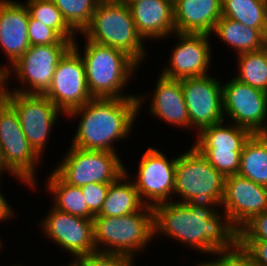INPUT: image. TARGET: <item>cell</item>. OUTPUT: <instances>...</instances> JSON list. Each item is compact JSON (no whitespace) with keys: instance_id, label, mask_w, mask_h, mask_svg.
Here are the masks:
<instances>
[{"instance_id":"obj_12","label":"cell","mask_w":267,"mask_h":266,"mask_svg":"<svg viewBox=\"0 0 267 266\" xmlns=\"http://www.w3.org/2000/svg\"><path fill=\"white\" fill-rule=\"evenodd\" d=\"M38 227L44 237L71 256L78 259L97 252L93 239V221L80 216L71 215L50 206ZM62 248V249H61ZM74 255V256H73Z\"/></svg>"},{"instance_id":"obj_23","label":"cell","mask_w":267,"mask_h":266,"mask_svg":"<svg viewBox=\"0 0 267 266\" xmlns=\"http://www.w3.org/2000/svg\"><path fill=\"white\" fill-rule=\"evenodd\" d=\"M230 123V124H229ZM252 133L241 126L226 120L202 128L191 145L196 149H232V151H242L244 143ZM195 140V141H194Z\"/></svg>"},{"instance_id":"obj_8","label":"cell","mask_w":267,"mask_h":266,"mask_svg":"<svg viewBox=\"0 0 267 266\" xmlns=\"http://www.w3.org/2000/svg\"><path fill=\"white\" fill-rule=\"evenodd\" d=\"M71 47L72 44L30 46L6 71V91L44 95L51 86L58 61ZM12 79H17L19 85L10 87L8 82Z\"/></svg>"},{"instance_id":"obj_11","label":"cell","mask_w":267,"mask_h":266,"mask_svg":"<svg viewBox=\"0 0 267 266\" xmlns=\"http://www.w3.org/2000/svg\"><path fill=\"white\" fill-rule=\"evenodd\" d=\"M158 148L148 147L138 162L136 175H131L125 164V173L132 179L141 201L148 206L174 201V181L177 156L168 158Z\"/></svg>"},{"instance_id":"obj_2","label":"cell","mask_w":267,"mask_h":266,"mask_svg":"<svg viewBox=\"0 0 267 266\" xmlns=\"http://www.w3.org/2000/svg\"><path fill=\"white\" fill-rule=\"evenodd\" d=\"M137 116V98H93L66 115L67 119L78 118L70 143L84 150L118 153L114 143L131 136Z\"/></svg>"},{"instance_id":"obj_33","label":"cell","mask_w":267,"mask_h":266,"mask_svg":"<svg viewBox=\"0 0 267 266\" xmlns=\"http://www.w3.org/2000/svg\"><path fill=\"white\" fill-rule=\"evenodd\" d=\"M77 261L81 266H136L137 260L123 254L95 252Z\"/></svg>"},{"instance_id":"obj_9","label":"cell","mask_w":267,"mask_h":266,"mask_svg":"<svg viewBox=\"0 0 267 266\" xmlns=\"http://www.w3.org/2000/svg\"><path fill=\"white\" fill-rule=\"evenodd\" d=\"M4 99L15 109L28 143L44 160L58 117L66 115L45 95L5 91Z\"/></svg>"},{"instance_id":"obj_29","label":"cell","mask_w":267,"mask_h":266,"mask_svg":"<svg viewBox=\"0 0 267 266\" xmlns=\"http://www.w3.org/2000/svg\"><path fill=\"white\" fill-rule=\"evenodd\" d=\"M24 3L33 19L54 29L63 39L73 43L78 36L64 20L61 11L52 0H25Z\"/></svg>"},{"instance_id":"obj_28","label":"cell","mask_w":267,"mask_h":266,"mask_svg":"<svg viewBox=\"0 0 267 266\" xmlns=\"http://www.w3.org/2000/svg\"><path fill=\"white\" fill-rule=\"evenodd\" d=\"M236 58L238 68L234 77L267 92V45L258 51L238 54Z\"/></svg>"},{"instance_id":"obj_21","label":"cell","mask_w":267,"mask_h":266,"mask_svg":"<svg viewBox=\"0 0 267 266\" xmlns=\"http://www.w3.org/2000/svg\"><path fill=\"white\" fill-rule=\"evenodd\" d=\"M177 33L209 34L222 17V0H173Z\"/></svg>"},{"instance_id":"obj_37","label":"cell","mask_w":267,"mask_h":266,"mask_svg":"<svg viewBox=\"0 0 267 266\" xmlns=\"http://www.w3.org/2000/svg\"><path fill=\"white\" fill-rule=\"evenodd\" d=\"M239 245L251 256L256 266H267V241L239 240Z\"/></svg>"},{"instance_id":"obj_16","label":"cell","mask_w":267,"mask_h":266,"mask_svg":"<svg viewBox=\"0 0 267 266\" xmlns=\"http://www.w3.org/2000/svg\"><path fill=\"white\" fill-rule=\"evenodd\" d=\"M177 40L169 55L168 65L161 70V75L181 80L210 74L212 61V39L209 34L173 33ZM175 36V37H174ZM213 50V51H212Z\"/></svg>"},{"instance_id":"obj_41","label":"cell","mask_w":267,"mask_h":266,"mask_svg":"<svg viewBox=\"0 0 267 266\" xmlns=\"http://www.w3.org/2000/svg\"><path fill=\"white\" fill-rule=\"evenodd\" d=\"M6 91V72L0 69V103L5 98Z\"/></svg>"},{"instance_id":"obj_27","label":"cell","mask_w":267,"mask_h":266,"mask_svg":"<svg viewBox=\"0 0 267 266\" xmlns=\"http://www.w3.org/2000/svg\"><path fill=\"white\" fill-rule=\"evenodd\" d=\"M222 17L267 30V0H222Z\"/></svg>"},{"instance_id":"obj_45","label":"cell","mask_w":267,"mask_h":266,"mask_svg":"<svg viewBox=\"0 0 267 266\" xmlns=\"http://www.w3.org/2000/svg\"><path fill=\"white\" fill-rule=\"evenodd\" d=\"M0 237H1V235H0ZM2 245L5 246V245H4V242H3V240H2V238H0V251H2L1 248H5V247H3ZM0 253H1V252H0Z\"/></svg>"},{"instance_id":"obj_3","label":"cell","mask_w":267,"mask_h":266,"mask_svg":"<svg viewBox=\"0 0 267 266\" xmlns=\"http://www.w3.org/2000/svg\"><path fill=\"white\" fill-rule=\"evenodd\" d=\"M82 37L84 44L80 46L75 39L72 47L82 57L92 98H137V93H125L123 90L126 91L129 82L135 79L140 65L120 49L94 43L83 34Z\"/></svg>"},{"instance_id":"obj_25","label":"cell","mask_w":267,"mask_h":266,"mask_svg":"<svg viewBox=\"0 0 267 266\" xmlns=\"http://www.w3.org/2000/svg\"><path fill=\"white\" fill-rule=\"evenodd\" d=\"M48 174L44 188L53 198L50 205L62 212L93 220L81 188L67 184L53 170Z\"/></svg>"},{"instance_id":"obj_31","label":"cell","mask_w":267,"mask_h":266,"mask_svg":"<svg viewBox=\"0 0 267 266\" xmlns=\"http://www.w3.org/2000/svg\"><path fill=\"white\" fill-rule=\"evenodd\" d=\"M225 177L238 173L242 151L232 149H197Z\"/></svg>"},{"instance_id":"obj_38","label":"cell","mask_w":267,"mask_h":266,"mask_svg":"<svg viewBox=\"0 0 267 266\" xmlns=\"http://www.w3.org/2000/svg\"><path fill=\"white\" fill-rule=\"evenodd\" d=\"M0 185H1V179H0ZM6 195H4L1 191V186H0V223H5V221L10 220L12 221V219L15 217H17V214H15L16 210L13 209V206L10 205L9 200L7 201V199L5 198ZM15 211V212H14Z\"/></svg>"},{"instance_id":"obj_17","label":"cell","mask_w":267,"mask_h":266,"mask_svg":"<svg viewBox=\"0 0 267 266\" xmlns=\"http://www.w3.org/2000/svg\"><path fill=\"white\" fill-rule=\"evenodd\" d=\"M220 208L239 230L253 216L267 210V187L238 174L226 176Z\"/></svg>"},{"instance_id":"obj_13","label":"cell","mask_w":267,"mask_h":266,"mask_svg":"<svg viewBox=\"0 0 267 266\" xmlns=\"http://www.w3.org/2000/svg\"><path fill=\"white\" fill-rule=\"evenodd\" d=\"M223 115L228 122L260 134L267 126V92L235 77L222 80Z\"/></svg>"},{"instance_id":"obj_22","label":"cell","mask_w":267,"mask_h":266,"mask_svg":"<svg viewBox=\"0 0 267 266\" xmlns=\"http://www.w3.org/2000/svg\"><path fill=\"white\" fill-rule=\"evenodd\" d=\"M214 34L227 45V49L232 48L235 55L258 51L267 45V30H257L226 17L217 21L210 36Z\"/></svg>"},{"instance_id":"obj_1","label":"cell","mask_w":267,"mask_h":266,"mask_svg":"<svg viewBox=\"0 0 267 266\" xmlns=\"http://www.w3.org/2000/svg\"><path fill=\"white\" fill-rule=\"evenodd\" d=\"M152 209L154 236L176 240L189 251L205 253L208 257L218 251L232 250L239 244V230L221 208L170 201Z\"/></svg>"},{"instance_id":"obj_4","label":"cell","mask_w":267,"mask_h":266,"mask_svg":"<svg viewBox=\"0 0 267 266\" xmlns=\"http://www.w3.org/2000/svg\"><path fill=\"white\" fill-rule=\"evenodd\" d=\"M224 186L225 176L218 172L193 145L177 155L175 202L196 207L220 208Z\"/></svg>"},{"instance_id":"obj_10","label":"cell","mask_w":267,"mask_h":266,"mask_svg":"<svg viewBox=\"0 0 267 266\" xmlns=\"http://www.w3.org/2000/svg\"><path fill=\"white\" fill-rule=\"evenodd\" d=\"M0 145L6 165L36 192V168L43 159L28 143L15 109L5 99L0 103Z\"/></svg>"},{"instance_id":"obj_30","label":"cell","mask_w":267,"mask_h":266,"mask_svg":"<svg viewBox=\"0 0 267 266\" xmlns=\"http://www.w3.org/2000/svg\"><path fill=\"white\" fill-rule=\"evenodd\" d=\"M61 11L64 20L77 33L90 25L100 0H52Z\"/></svg>"},{"instance_id":"obj_44","label":"cell","mask_w":267,"mask_h":266,"mask_svg":"<svg viewBox=\"0 0 267 266\" xmlns=\"http://www.w3.org/2000/svg\"><path fill=\"white\" fill-rule=\"evenodd\" d=\"M119 2L125 3L127 5H129L131 2H133L134 0H117Z\"/></svg>"},{"instance_id":"obj_36","label":"cell","mask_w":267,"mask_h":266,"mask_svg":"<svg viewBox=\"0 0 267 266\" xmlns=\"http://www.w3.org/2000/svg\"><path fill=\"white\" fill-rule=\"evenodd\" d=\"M219 266H256L251 256L239 244L232 250L219 251Z\"/></svg>"},{"instance_id":"obj_35","label":"cell","mask_w":267,"mask_h":266,"mask_svg":"<svg viewBox=\"0 0 267 266\" xmlns=\"http://www.w3.org/2000/svg\"><path fill=\"white\" fill-rule=\"evenodd\" d=\"M239 240L267 241V210L253 216L239 229Z\"/></svg>"},{"instance_id":"obj_24","label":"cell","mask_w":267,"mask_h":266,"mask_svg":"<svg viewBox=\"0 0 267 266\" xmlns=\"http://www.w3.org/2000/svg\"><path fill=\"white\" fill-rule=\"evenodd\" d=\"M132 177L123 173L110 183L106 199L96 216L118 217L138 212L145 204L141 201Z\"/></svg>"},{"instance_id":"obj_40","label":"cell","mask_w":267,"mask_h":266,"mask_svg":"<svg viewBox=\"0 0 267 266\" xmlns=\"http://www.w3.org/2000/svg\"><path fill=\"white\" fill-rule=\"evenodd\" d=\"M219 266V251L215 252L213 255H211L210 259H205V261L202 259L197 261L196 263L192 264V266Z\"/></svg>"},{"instance_id":"obj_39","label":"cell","mask_w":267,"mask_h":266,"mask_svg":"<svg viewBox=\"0 0 267 266\" xmlns=\"http://www.w3.org/2000/svg\"><path fill=\"white\" fill-rule=\"evenodd\" d=\"M4 173H8V175H11L10 177L17 179L18 183L21 182L30 189V187L6 165L2 152V147L0 145V179L3 178Z\"/></svg>"},{"instance_id":"obj_26","label":"cell","mask_w":267,"mask_h":266,"mask_svg":"<svg viewBox=\"0 0 267 266\" xmlns=\"http://www.w3.org/2000/svg\"><path fill=\"white\" fill-rule=\"evenodd\" d=\"M237 174L267 187V141L261 134H252L244 143Z\"/></svg>"},{"instance_id":"obj_43","label":"cell","mask_w":267,"mask_h":266,"mask_svg":"<svg viewBox=\"0 0 267 266\" xmlns=\"http://www.w3.org/2000/svg\"><path fill=\"white\" fill-rule=\"evenodd\" d=\"M264 139L267 141V126L265 127V129L260 133Z\"/></svg>"},{"instance_id":"obj_34","label":"cell","mask_w":267,"mask_h":266,"mask_svg":"<svg viewBox=\"0 0 267 266\" xmlns=\"http://www.w3.org/2000/svg\"><path fill=\"white\" fill-rule=\"evenodd\" d=\"M109 185L110 183H90L80 187L88 210L94 217L100 213Z\"/></svg>"},{"instance_id":"obj_5","label":"cell","mask_w":267,"mask_h":266,"mask_svg":"<svg viewBox=\"0 0 267 266\" xmlns=\"http://www.w3.org/2000/svg\"><path fill=\"white\" fill-rule=\"evenodd\" d=\"M92 221L97 252L123 254L137 260L136 255L145 252L155 238L153 209L148 205L128 215L95 216Z\"/></svg>"},{"instance_id":"obj_15","label":"cell","mask_w":267,"mask_h":266,"mask_svg":"<svg viewBox=\"0 0 267 266\" xmlns=\"http://www.w3.org/2000/svg\"><path fill=\"white\" fill-rule=\"evenodd\" d=\"M44 95L65 115L93 99L82 57L73 47L58 61L51 86Z\"/></svg>"},{"instance_id":"obj_19","label":"cell","mask_w":267,"mask_h":266,"mask_svg":"<svg viewBox=\"0 0 267 266\" xmlns=\"http://www.w3.org/2000/svg\"><path fill=\"white\" fill-rule=\"evenodd\" d=\"M28 20L29 11L24 2L0 0V49L7 61L6 64H0V69L5 72L30 47Z\"/></svg>"},{"instance_id":"obj_42","label":"cell","mask_w":267,"mask_h":266,"mask_svg":"<svg viewBox=\"0 0 267 266\" xmlns=\"http://www.w3.org/2000/svg\"><path fill=\"white\" fill-rule=\"evenodd\" d=\"M70 262L67 263L65 266H81V264L78 262V261H72V260H69ZM64 266V265H62Z\"/></svg>"},{"instance_id":"obj_14","label":"cell","mask_w":267,"mask_h":266,"mask_svg":"<svg viewBox=\"0 0 267 266\" xmlns=\"http://www.w3.org/2000/svg\"><path fill=\"white\" fill-rule=\"evenodd\" d=\"M211 74L181 79L193 134L224 121L222 79Z\"/></svg>"},{"instance_id":"obj_7","label":"cell","mask_w":267,"mask_h":266,"mask_svg":"<svg viewBox=\"0 0 267 266\" xmlns=\"http://www.w3.org/2000/svg\"><path fill=\"white\" fill-rule=\"evenodd\" d=\"M67 151L51 170L69 185L112 183L125 173V164L118 153L84 150L72 145Z\"/></svg>"},{"instance_id":"obj_20","label":"cell","mask_w":267,"mask_h":266,"mask_svg":"<svg viewBox=\"0 0 267 266\" xmlns=\"http://www.w3.org/2000/svg\"><path fill=\"white\" fill-rule=\"evenodd\" d=\"M129 7L145 41L167 40L175 33L173 0H134Z\"/></svg>"},{"instance_id":"obj_18","label":"cell","mask_w":267,"mask_h":266,"mask_svg":"<svg viewBox=\"0 0 267 266\" xmlns=\"http://www.w3.org/2000/svg\"><path fill=\"white\" fill-rule=\"evenodd\" d=\"M152 92L150 91V94L148 93L147 95L143 93L137 94L138 116H140V112L144 107L143 105L148 100L151 101L148 111H150L153 118L156 117L161 122H166V124L168 123L173 128L193 130L190 127L181 80L166 78L159 74L156 80L155 90Z\"/></svg>"},{"instance_id":"obj_6","label":"cell","mask_w":267,"mask_h":266,"mask_svg":"<svg viewBox=\"0 0 267 266\" xmlns=\"http://www.w3.org/2000/svg\"><path fill=\"white\" fill-rule=\"evenodd\" d=\"M82 34L94 43L126 52L140 66L148 58L146 41L136 29L129 5L117 0H100Z\"/></svg>"},{"instance_id":"obj_32","label":"cell","mask_w":267,"mask_h":266,"mask_svg":"<svg viewBox=\"0 0 267 266\" xmlns=\"http://www.w3.org/2000/svg\"><path fill=\"white\" fill-rule=\"evenodd\" d=\"M28 37L30 46L72 44L70 40L63 39L54 29L45 26L30 15L28 20Z\"/></svg>"},{"instance_id":"obj_46","label":"cell","mask_w":267,"mask_h":266,"mask_svg":"<svg viewBox=\"0 0 267 266\" xmlns=\"http://www.w3.org/2000/svg\"><path fill=\"white\" fill-rule=\"evenodd\" d=\"M13 265H14V266H21V264H19V265H18V264H13ZM13 265H12V266H13ZM22 266H25V264L22 265ZM26 266H28V265L26 264Z\"/></svg>"}]
</instances>
